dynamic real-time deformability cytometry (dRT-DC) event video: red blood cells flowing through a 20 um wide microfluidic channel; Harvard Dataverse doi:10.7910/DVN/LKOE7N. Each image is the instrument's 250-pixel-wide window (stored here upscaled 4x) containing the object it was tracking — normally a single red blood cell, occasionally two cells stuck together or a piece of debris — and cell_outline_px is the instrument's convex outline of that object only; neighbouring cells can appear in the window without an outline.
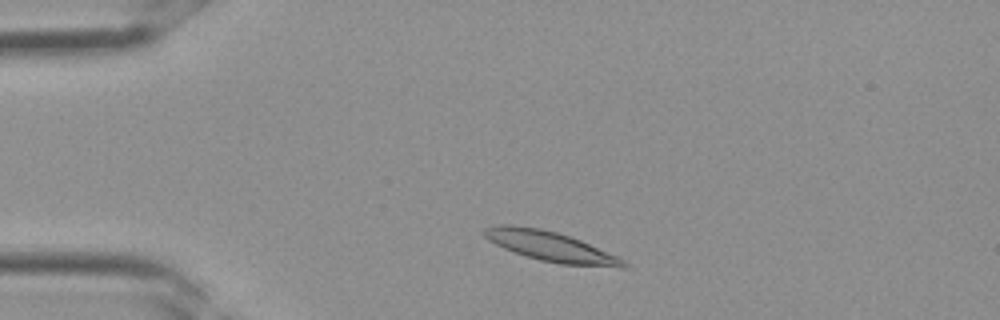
{"species": "Egyptian fruit bat (a non-hibernating species)", "species_latin": "Rousettus aegyptiacus", "temperature_condition": "room temperature", "stored_images_in_passage": 30, "camera_frame_rate_fps": 3000, "um_per_image_px": 0.085, "frame": {"image": 1, "passage_image": 3, "time_ms": 0.667, "image_size_px": [1000, 320], "cell_outline_px": [[628, 264], [624, 268], [620, 268], [560, 264], [540, 260], [504, 248], [488, 240], [484, 236], [484, 228], [500, 224], [512, 224], [540, 228], [556, 232], [580, 240], [616, 256], [624, 260]], "centroid_in_image_um": [46.79, 20.94], "position_along_channel_um": 38.2, "area_um2": 23.99}}
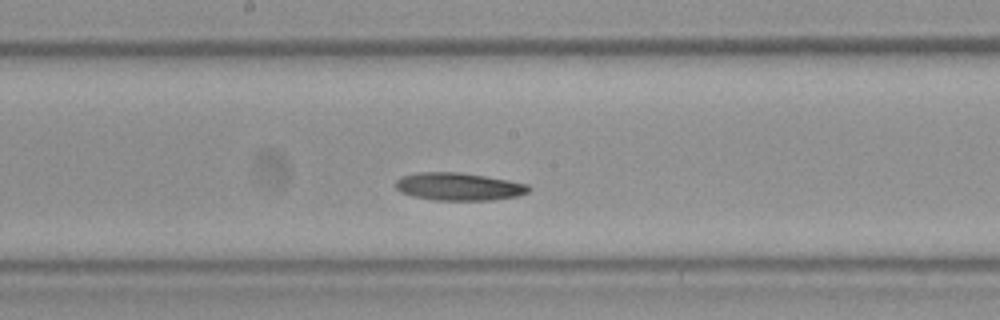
{"frame": {"image": 2, "passage_image": 14, "time_ms": 4.333, "image_size_px": [1000, 320], "cell_outline_px": [[532, 188], [528, 192], [520, 196], [492, 200], [432, 200], [412, 196], [400, 192], [396, 188], [396, 180], [404, 176], [416, 172], [460, 172], [508, 180], [528, 184]], "centroid_in_image_um": [39.01, 15.87], "position_along_channel_um": 209.2, "area_um2": 21.62}}
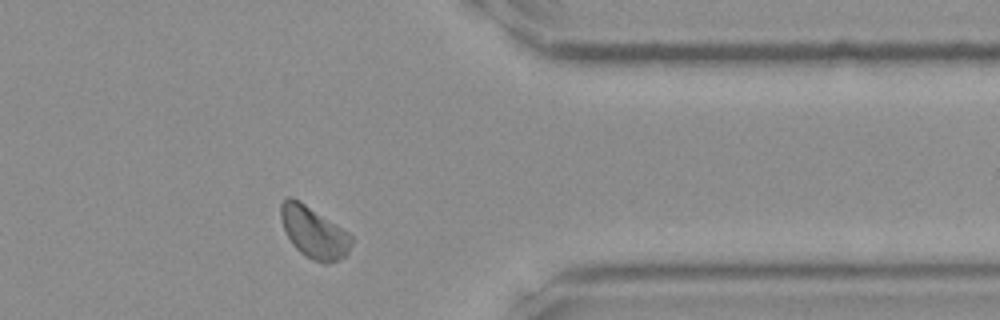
{"frame": {"image": 3, "passage_image": 24, "time_ms": 7.667, "image_size_px": [1000, 320], "cell_outline_px": [[352, 244], [348, 252], [344, 256], [336, 260], [324, 264], [312, 260], [300, 252], [292, 244], [284, 228], [280, 216], [280, 204], [288, 196], [292, 196], [300, 200], [348, 232], [352, 236]], "centroid_in_image_um": [26.66, 19.73], "position_along_channel_um": 384.7, "area_um2": 21.1}}